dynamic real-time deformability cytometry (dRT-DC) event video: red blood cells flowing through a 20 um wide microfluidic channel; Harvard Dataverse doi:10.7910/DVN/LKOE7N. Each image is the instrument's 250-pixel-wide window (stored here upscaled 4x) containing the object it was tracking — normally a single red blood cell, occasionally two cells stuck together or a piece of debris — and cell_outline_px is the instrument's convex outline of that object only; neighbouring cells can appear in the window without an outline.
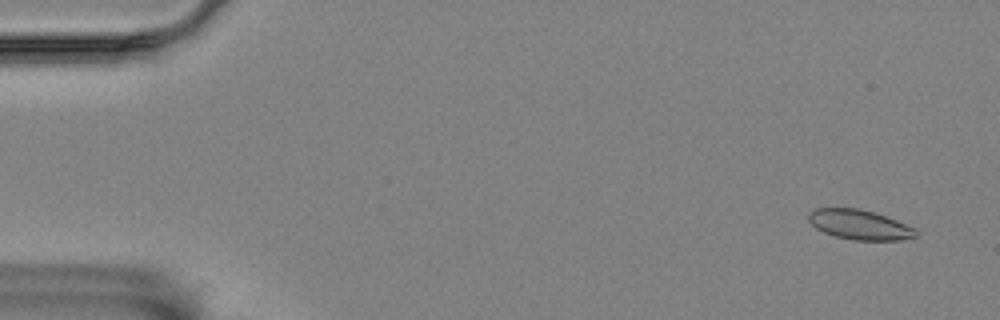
{"species": "Egyptian fruit bat (a non-hibernating species)", "species_latin": "Rousettus aegyptiacus", "temperature_condition": "room temperature", "stored_images_in_passage": 6, "camera_frame_rate_fps": 3000, "um_per_image_px": 0.085, "animal": {"sex": "female"}, "frame": {"image": 1, "passage_image": 1, "time_ms": 0.0, "image_size_px": [1000, 320], "cell_outline_px": [[916, 236], [900, 240], [852, 240], [836, 236], [824, 232], [816, 228], [808, 220], [808, 212], [816, 208], [860, 208], [896, 220], [916, 228]], "centroid_in_image_um": [73.04, 19.09], "position_along_channel_um": 12.0, "area_um2": 18.5}}
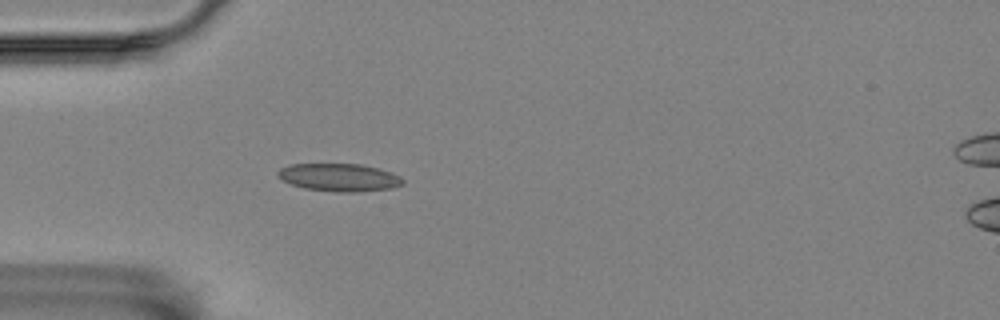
{"frame": {"image": 2, "passage_image": 5, "time_ms": 1.333, "image_size_px": [1000, 320], "cell_outline_px": [[404, 184], [392, 188], [356, 192], [336, 192], [304, 188], [292, 184], [276, 176], [276, 172], [280, 168], [292, 164], [360, 164], [392, 172], [400, 176], [404, 180]], "centroid_in_image_um": [28.84, 15.08], "position_along_channel_um": 56.2, "area_um2": 20.23}}